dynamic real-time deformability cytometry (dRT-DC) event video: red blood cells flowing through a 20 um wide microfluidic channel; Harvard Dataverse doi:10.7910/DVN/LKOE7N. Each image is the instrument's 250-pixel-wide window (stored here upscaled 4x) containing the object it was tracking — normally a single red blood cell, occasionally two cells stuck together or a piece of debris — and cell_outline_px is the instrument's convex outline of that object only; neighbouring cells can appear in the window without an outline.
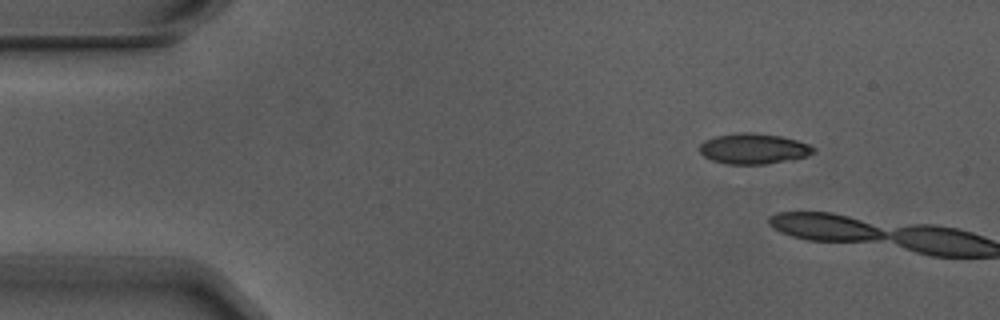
{"species": "Egyptian fruit bat (a non-hibernating species)", "species_latin": "Rousettus aegyptiacus", "temperature_condition": "warm", "stored_images_in_passage": 3, "camera_frame_rate_fps": 3000, "um_per_image_px": 0.085, "animal": {"sex": "male"}, "frame": {"image": 1, "passage_image": 1, "time_ms": 0.0, "image_size_px": [1000, 320], "cell_outline_px": [[816, 152], [808, 156], [796, 160], [768, 164], [728, 164], [712, 160], [704, 156], [700, 152], [700, 144], [704, 140], [716, 136], [740, 132], [752, 132], [780, 136], [796, 140], [808, 144], [816, 148]], "centroid_in_image_um": [64.1, 12.65], "position_along_channel_um": 20.9, "area_um2": 20.52}}